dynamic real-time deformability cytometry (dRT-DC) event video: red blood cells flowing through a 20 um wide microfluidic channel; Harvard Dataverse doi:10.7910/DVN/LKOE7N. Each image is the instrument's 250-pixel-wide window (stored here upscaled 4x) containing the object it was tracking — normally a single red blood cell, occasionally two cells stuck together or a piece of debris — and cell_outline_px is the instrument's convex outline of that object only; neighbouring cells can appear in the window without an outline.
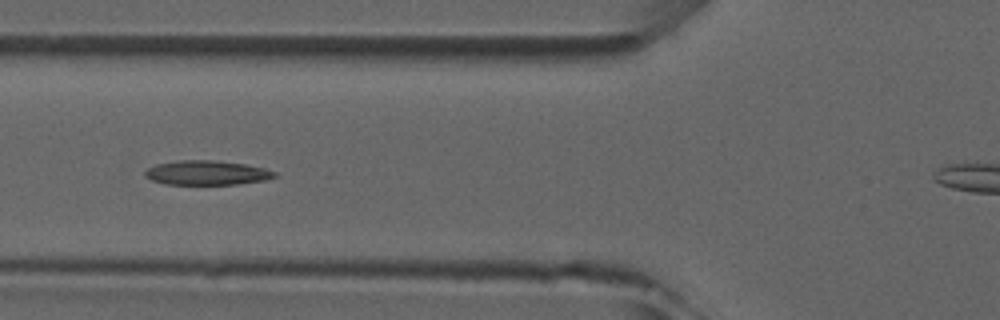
{"species": "common noctule bat (a hibernating species)", "species_latin": "Nyctalus noctula", "temperature_condition": "room temperature", "stored_images_in_passage": 5, "camera_frame_rate_fps": 3000, "um_per_image_px": 0.085, "animal": {"sex": "male", "forearm_length_mm": 52.5}, "frame": {"image": 1, "passage_image": 5, "time_ms": 5.333, "image_size_px": [1000, 320], "cell_outline_px": [[276, 176], [264, 180], [236, 184], [164, 184], [152, 180], [144, 176], [144, 172], [148, 168], [156, 164], [176, 160], [216, 160], [244, 164], [264, 168], [276, 172]], "centroid_in_image_um": [17.54, 14.68], "position_along_channel_um": 108.3, "area_um2": 18.38}}